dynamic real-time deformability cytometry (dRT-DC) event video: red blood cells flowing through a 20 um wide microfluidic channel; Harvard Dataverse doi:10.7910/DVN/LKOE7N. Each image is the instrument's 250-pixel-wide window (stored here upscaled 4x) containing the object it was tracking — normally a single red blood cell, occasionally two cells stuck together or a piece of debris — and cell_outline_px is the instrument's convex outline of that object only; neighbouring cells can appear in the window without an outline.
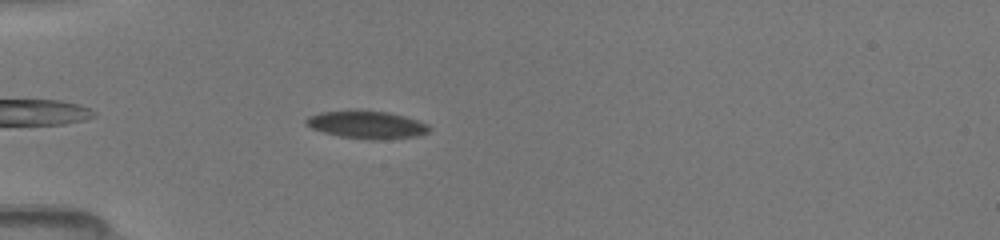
{"species": "common noctule bat (a hibernating species)", "species_latin": "Nyctalus noctula", "temperature_condition": "room temperature", "stored_images_in_passage": 9, "camera_frame_rate_fps": 3000, "um_per_image_px": 0.085, "animal": {"sex": "female", "body_mass_g": 19.5, "forearm_length_mm": 54.1}, "frame": {"image": 1, "passage_image": 6, "time_ms": 1.333, "image_size_px": [1000, 240], "cell_outline_px": [[432, 128], [428, 132], [416, 136], [380, 140], [368, 140], [340, 136], [324, 132], [312, 128], [304, 124], [304, 120], [308, 116], [320, 112], [356, 108], [388, 112], [404, 116], [428, 124]], "centroid_in_image_um": [31.14, 10.57], "position_along_channel_um": 53.9, "area_um2": 20.4}}